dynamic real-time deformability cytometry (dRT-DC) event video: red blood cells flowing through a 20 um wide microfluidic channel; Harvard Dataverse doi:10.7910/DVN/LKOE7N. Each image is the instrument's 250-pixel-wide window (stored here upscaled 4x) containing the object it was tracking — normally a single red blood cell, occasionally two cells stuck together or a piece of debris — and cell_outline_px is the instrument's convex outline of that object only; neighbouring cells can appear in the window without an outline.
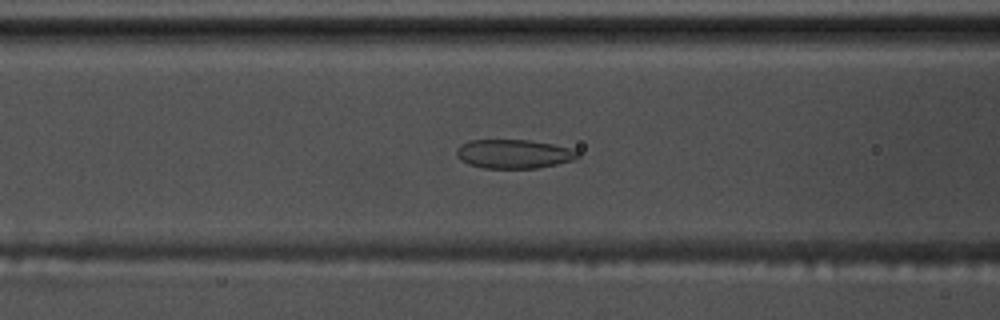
{"species": "common noctule bat (a hibernating species)", "species_latin": "Nyctalus noctula", "temperature_condition": "warm", "stored_images_in_passage": 56, "camera_frame_rate_fps": 3000, "um_per_image_px": 0.085, "animal": {"sex": "male", "body_mass_g": 17.5, "forearm_length_mm": 52.3}, "frame": {"image": 1, "passage_image": 23, "time_ms": 7.333, "image_size_px": [1000, 320], "cell_outline_px": [[580, 156], [576, 160], [536, 168], [484, 168], [468, 164], [460, 160], [456, 156], [456, 148], [460, 144], [468, 140], [528, 140], [552, 144], [572, 148], [580, 152]], "centroid_in_image_um": [43.67, 13.08], "position_along_channel_um": 122.9, "area_um2": 20.69}}
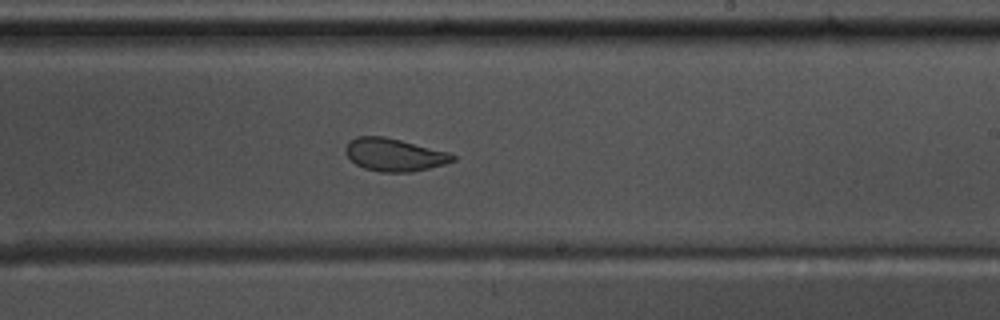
{"frame": {"image": 2, "passage_image": 34, "time_ms": 11.0, "image_size_px": [1000, 320], "cell_outline_px": [[456, 160], [444, 164], [412, 172], [380, 172], [364, 168], [356, 164], [344, 152], [344, 148], [348, 140], [356, 136], [384, 136], [448, 152], [456, 156]], "centroid_in_image_um": [33.48, 13.15], "position_along_channel_um": 255.5, "area_um2": 20.46}}
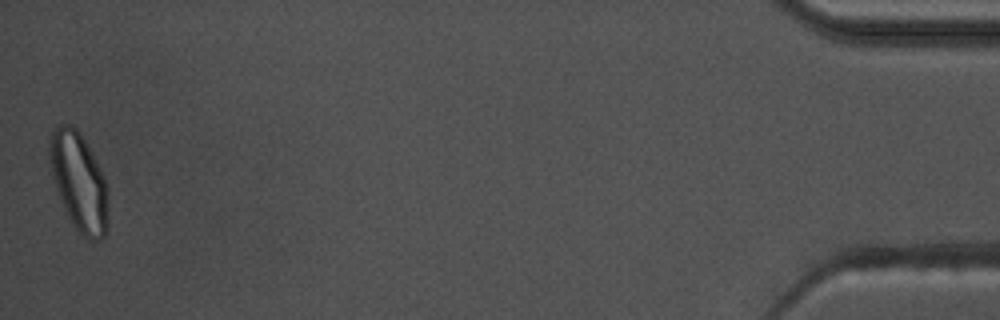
{"frame": {"image": 3, "passage_image": 56, "time_ms": 18.333, "image_size_px": [1000, 320], "cell_outline_px": [[108, 228], [104, 236], [100, 240], [88, 240], [80, 236], [72, 224], [64, 208], [56, 188], [52, 176], [48, 152], [48, 140], [52, 128], [56, 124], [72, 124], [80, 132], [108, 188]], "centroid_in_image_um": [6.68, 15.47], "position_along_channel_um": 428.5, "area_um2": 33.76}, "authors_computed_cell_mechanics": {"area_um2": 23.7558, "velocity_mm_per_s": 3.6238, "shape_relaxation_time_tau1_ms": null, "shape_relaxation_time_tau2_ms": 1.6406, "deformation_change_tau1": null, "deformation_change_tau2": 0.086}}